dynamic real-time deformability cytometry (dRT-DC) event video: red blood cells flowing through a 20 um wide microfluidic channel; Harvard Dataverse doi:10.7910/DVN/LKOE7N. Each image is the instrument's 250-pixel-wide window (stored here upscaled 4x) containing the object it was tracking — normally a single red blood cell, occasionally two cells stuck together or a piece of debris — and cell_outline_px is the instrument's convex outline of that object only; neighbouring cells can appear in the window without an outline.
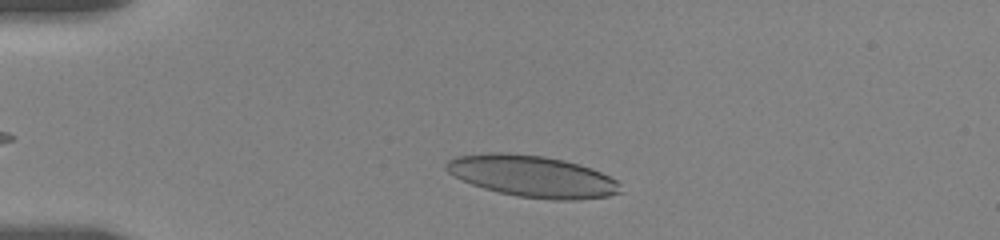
{"species": "human", "species_latin": "Homo sapiens", "temperature_condition": "room temperature", "stored_images_in_passage": 51, "camera_frame_rate_fps": 3000, "um_per_image_px": 0.085, "donor": {"sex": "female"}, "frame": {"image": 1, "passage_image": 6, "time_ms": 1.667, "image_size_px": [1000, 240], "cell_outline_px": [[624, 192], [608, 196], [576, 200], [552, 200], [516, 196], [484, 188], [472, 184], [448, 172], [444, 168], [444, 164], [448, 160], [456, 156], [488, 152], [508, 152], [544, 156], [564, 160], [580, 164], [592, 168], [616, 180], [620, 184]], "centroid_in_image_um": [45.27, 14.98], "position_along_channel_um": 39.7, "area_um2": 42.43}}
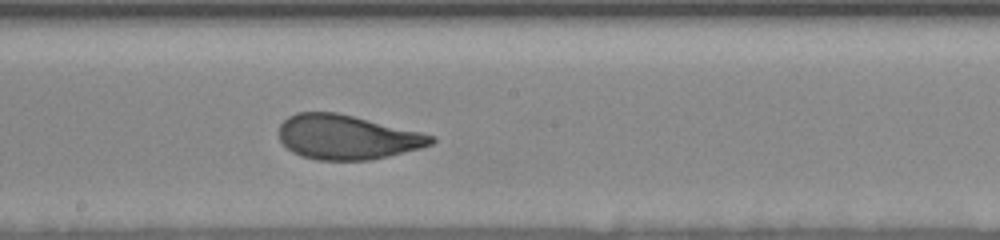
{"frame": {"image": 2, "passage_image": 29, "time_ms": 7.667, "image_size_px": [1000, 240], "cell_outline_px": [[436, 140], [432, 144], [420, 148], [372, 160], [316, 160], [300, 156], [292, 152], [280, 140], [280, 124], [288, 116], [296, 112], [336, 112], [420, 132], [436, 136]], "centroid_in_image_um": [29.48, 11.66], "position_along_channel_um": 218.7, "area_um2": 39.3}}
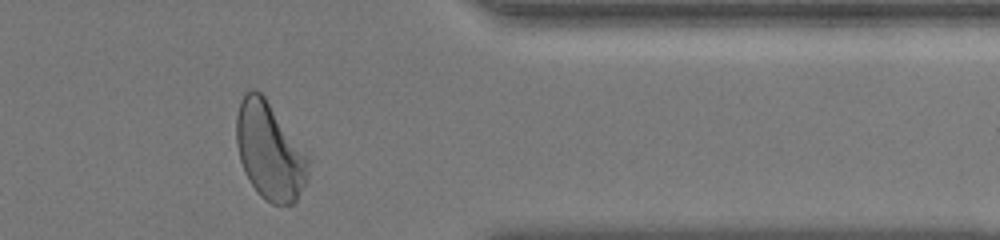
{"frame": {"image": 3, "passage_image": 48, "time_ms": 12.667, "image_size_px": [1000, 240], "cell_outline_px": [[312, 160], [308, 176], [296, 200], [292, 204], [272, 204], [260, 196], [248, 180], [244, 172], [240, 160], [236, 144], [236, 116], [240, 100], [244, 92], [252, 88], [256, 88], [264, 96]], "centroid_in_image_um": [22.91, 12.83], "position_along_channel_um": 388.5, "area_um2": 41.04}, "authors_computed_cell_mechanics": {"area_um2": 40.2866, "velocity_mm_per_s": 3.6188, "shape_relaxation_time_tau1_ms": 4.408, "shape_relaxation_time_tau2_ms": 0.8607, "deformation_change_tau1": 0.1623, "deformation_change_tau2": 0.0726}}